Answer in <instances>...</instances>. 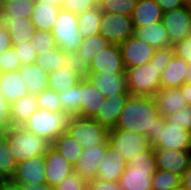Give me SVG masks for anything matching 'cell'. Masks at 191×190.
Instances as JSON below:
<instances>
[{"label":"cell","instance_id":"6da1fadb","mask_svg":"<svg viewBox=\"0 0 191 190\" xmlns=\"http://www.w3.org/2000/svg\"><path fill=\"white\" fill-rule=\"evenodd\" d=\"M164 116L158 112L154 97L131 95L121 111L114 129H124L145 135L152 144L165 124Z\"/></svg>","mask_w":191,"mask_h":190},{"label":"cell","instance_id":"7a4b0ae2","mask_svg":"<svg viewBox=\"0 0 191 190\" xmlns=\"http://www.w3.org/2000/svg\"><path fill=\"white\" fill-rule=\"evenodd\" d=\"M156 170L154 148L151 146L126 162L119 181L120 187L125 190H152V176Z\"/></svg>","mask_w":191,"mask_h":190},{"label":"cell","instance_id":"3957f363","mask_svg":"<svg viewBox=\"0 0 191 190\" xmlns=\"http://www.w3.org/2000/svg\"><path fill=\"white\" fill-rule=\"evenodd\" d=\"M72 117L64 111L52 112L38 108L22 127L52 144L60 134L68 133Z\"/></svg>","mask_w":191,"mask_h":190},{"label":"cell","instance_id":"277c9868","mask_svg":"<svg viewBox=\"0 0 191 190\" xmlns=\"http://www.w3.org/2000/svg\"><path fill=\"white\" fill-rule=\"evenodd\" d=\"M5 137L18 164L45 155L52 145L45 138L25 130L22 126H12Z\"/></svg>","mask_w":191,"mask_h":190},{"label":"cell","instance_id":"5b68a950","mask_svg":"<svg viewBox=\"0 0 191 190\" xmlns=\"http://www.w3.org/2000/svg\"><path fill=\"white\" fill-rule=\"evenodd\" d=\"M128 91L134 96L154 97L161 90L158 68L154 63L126 68Z\"/></svg>","mask_w":191,"mask_h":190},{"label":"cell","instance_id":"8992f818","mask_svg":"<svg viewBox=\"0 0 191 190\" xmlns=\"http://www.w3.org/2000/svg\"><path fill=\"white\" fill-rule=\"evenodd\" d=\"M110 129L101 125L92 118L73 116L71 118L68 133L82 146L89 148L99 145H107Z\"/></svg>","mask_w":191,"mask_h":190},{"label":"cell","instance_id":"52a82bcc","mask_svg":"<svg viewBox=\"0 0 191 190\" xmlns=\"http://www.w3.org/2000/svg\"><path fill=\"white\" fill-rule=\"evenodd\" d=\"M52 35L64 52H77L82 42L78 31V14L61 9L52 28Z\"/></svg>","mask_w":191,"mask_h":190},{"label":"cell","instance_id":"ba28073f","mask_svg":"<svg viewBox=\"0 0 191 190\" xmlns=\"http://www.w3.org/2000/svg\"><path fill=\"white\" fill-rule=\"evenodd\" d=\"M109 144L122 154L126 162L151 147L145 135L124 129H110Z\"/></svg>","mask_w":191,"mask_h":190},{"label":"cell","instance_id":"9c48e42d","mask_svg":"<svg viewBox=\"0 0 191 190\" xmlns=\"http://www.w3.org/2000/svg\"><path fill=\"white\" fill-rule=\"evenodd\" d=\"M99 32L111 44L120 45L134 35L131 16L103 12Z\"/></svg>","mask_w":191,"mask_h":190},{"label":"cell","instance_id":"30bf717a","mask_svg":"<svg viewBox=\"0 0 191 190\" xmlns=\"http://www.w3.org/2000/svg\"><path fill=\"white\" fill-rule=\"evenodd\" d=\"M162 22L171 45L184 40L191 34V9L188 2L163 14Z\"/></svg>","mask_w":191,"mask_h":190},{"label":"cell","instance_id":"8fae6325","mask_svg":"<svg viewBox=\"0 0 191 190\" xmlns=\"http://www.w3.org/2000/svg\"><path fill=\"white\" fill-rule=\"evenodd\" d=\"M154 149H191V132L184 126L160 124L158 138L151 144Z\"/></svg>","mask_w":191,"mask_h":190},{"label":"cell","instance_id":"7c38bea8","mask_svg":"<svg viewBox=\"0 0 191 190\" xmlns=\"http://www.w3.org/2000/svg\"><path fill=\"white\" fill-rule=\"evenodd\" d=\"M119 44H110L102 49L90 62L89 73L120 74L125 72Z\"/></svg>","mask_w":191,"mask_h":190},{"label":"cell","instance_id":"4fadbf2b","mask_svg":"<svg viewBox=\"0 0 191 190\" xmlns=\"http://www.w3.org/2000/svg\"><path fill=\"white\" fill-rule=\"evenodd\" d=\"M123 63L126 68L149 63L156 49L134 36L120 44Z\"/></svg>","mask_w":191,"mask_h":190},{"label":"cell","instance_id":"5bb4252c","mask_svg":"<svg viewBox=\"0 0 191 190\" xmlns=\"http://www.w3.org/2000/svg\"><path fill=\"white\" fill-rule=\"evenodd\" d=\"M44 157L46 183L49 186L55 188L74 172L73 166L52 146Z\"/></svg>","mask_w":191,"mask_h":190},{"label":"cell","instance_id":"9a60e30c","mask_svg":"<svg viewBox=\"0 0 191 190\" xmlns=\"http://www.w3.org/2000/svg\"><path fill=\"white\" fill-rule=\"evenodd\" d=\"M190 150L154 149L157 170L182 176L190 166Z\"/></svg>","mask_w":191,"mask_h":190},{"label":"cell","instance_id":"2e32d148","mask_svg":"<svg viewBox=\"0 0 191 190\" xmlns=\"http://www.w3.org/2000/svg\"><path fill=\"white\" fill-rule=\"evenodd\" d=\"M106 150L107 145L84 148L73 167L74 173L87 181L95 179L99 172V160L103 159Z\"/></svg>","mask_w":191,"mask_h":190},{"label":"cell","instance_id":"e0dca14e","mask_svg":"<svg viewBox=\"0 0 191 190\" xmlns=\"http://www.w3.org/2000/svg\"><path fill=\"white\" fill-rule=\"evenodd\" d=\"M12 179L20 184L37 185L46 183L44 155L30 158L19 163Z\"/></svg>","mask_w":191,"mask_h":190},{"label":"cell","instance_id":"ac0fdd59","mask_svg":"<svg viewBox=\"0 0 191 190\" xmlns=\"http://www.w3.org/2000/svg\"><path fill=\"white\" fill-rule=\"evenodd\" d=\"M99 172L96 178L119 182L120 177L126 168V161L122 154L118 152L112 145L107 143L103 159H100Z\"/></svg>","mask_w":191,"mask_h":190},{"label":"cell","instance_id":"d6986e66","mask_svg":"<svg viewBox=\"0 0 191 190\" xmlns=\"http://www.w3.org/2000/svg\"><path fill=\"white\" fill-rule=\"evenodd\" d=\"M130 96V92L125 91L122 94L105 97L104 105H102L101 109L93 119L109 129L115 128L121 111Z\"/></svg>","mask_w":191,"mask_h":190},{"label":"cell","instance_id":"ffe728a7","mask_svg":"<svg viewBox=\"0 0 191 190\" xmlns=\"http://www.w3.org/2000/svg\"><path fill=\"white\" fill-rule=\"evenodd\" d=\"M104 103L105 96L88 78H83L81 80V103L79 116L93 119Z\"/></svg>","mask_w":191,"mask_h":190},{"label":"cell","instance_id":"44dd1931","mask_svg":"<svg viewBox=\"0 0 191 190\" xmlns=\"http://www.w3.org/2000/svg\"><path fill=\"white\" fill-rule=\"evenodd\" d=\"M88 79L105 97L128 91L126 72L120 74L89 73Z\"/></svg>","mask_w":191,"mask_h":190},{"label":"cell","instance_id":"7402d4cb","mask_svg":"<svg viewBox=\"0 0 191 190\" xmlns=\"http://www.w3.org/2000/svg\"><path fill=\"white\" fill-rule=\"evenodd\" d=\"M154 99L161 116L174 114L188 105L180 88L161 89L154 95Z\"/></svg>","mask_w":191,"mask_h":190},{"label":"cell","instance_id":"603a6c76","mask_svg":"<svg viewBox=\"0 0 191 190\" xmlns=\"http://www.w3.org/2000/svg\"><path fill=\"white\" fill-rule=\"evenodd\" d=\"M134 37L144 41L155 49L172 46L162 21L144 27H134Z\"/></svg>","mask_w":191,"mask_h":190},{"label":"cell","instance_id":"cb8c5ba5","mask_svg":"<svg viewBox=\"0 0 191 190\" xmlns=\"http://www.w3.org/2000/svg\"><path fill=\"white\" fill-rule=\"evenodd\" d=\"M187 68L188 63L174 55L167 67L161 73V89L180 88L185 84Z\"/></svg>","mask_w":191,"mask_h":190},{"label":"cell","instance_id":"d4e9b609","mask_svg":"<svg viewBox=\"0 0 191 190\" xmlns=\"http://www.w3.org/2000/svg\"><path fill=\"white\" fill-rule=\"evenodd\" d=\"M163 10L154 0H138L132 12L134 27H144L162 21Z\"/></svg>","mask_w":191,"mask_h":190},{"label":"cell","instance_id":"484cf974","mask_svg":"<svg viewBox=\"0 0 191 190\" xmlns=\"http://www.w3.org/2000/svg\"><path fill=\"white\" fill-rule=\"evenodd\" d=\"M11 37L12 45L29 42L35 33L34 23L30 18H0Z\"/></svg>","mask_w":191,"mask_h":190},{"label":"cell","instance_id":"4316f807","mask_svg":"<svg viewBox=\"0 0 191 190\" xmlns=\"http://www.w3.org/2000/svg\"><path fill=\"white\" fill-rule=\"evenodd\" d=\"M0 92L10 103L29 94L19 70L0 73Z\"/></svg>","mask_w":191,"mask_h":190},{"label":"cell","instance_id":"83f0119b","mask_svg":"<svg viewBox=\"0 0 191 190\" xmlns=\"http://www.w3.org/2000/svg\"><path fill=\"white\" fill-rule=\"evenodd\" d=\"M19 72L29 93L37 94L48 89V73L36 63L23 65Z\"/></svg>","mask_w":191,"mask_h":190},{"label":"cell","instance_id":"f1b7e54d","mask_svg":"<svg viewBox=\"0 0 191 190\" xmlns=\"http://www.w3.org/2000/svg\"><path fill=\"white\" fill-rule=\"evenodd\" d=\"M61 8L47 3L36 2L31 20L35 29L52 32Z\"/></svg>","mask_w":191,"mask_h":190},{"label":"cell","instance_id":"f546056e","mask_svg":"<svg viewBox=\"0 0 191 190\" xmlns=\"http://www.w3.org/2000/svg\"><path fill=\"white\" fill-rule=\"evenodd\" d=\"M83 78L67 68H59L48 74V88L62 94L81 82Z\"/></svg>","mask_w":191,"mask_h":190},{"label":"cell","instance_id":"4dcf8cb0","mask_svg":"<svg viewBox=\"0 0 191 190\" xmlns=\"http://www.w3.org/2000/svg\"><path fill=\"white\" fill-rule=\"evenodd\" d=\"M38 109L36 94L29 93L11 103L12 126H23Z\"/></svg>","mask_w":191,"mask_h":190},{"label":"cell","instance_id":"1f68e13d","mask_svg":"<svg viewBox=\"0 0 191 190\" xmlns=\"http://www.w3.org/2000/svg\"><path fill=\"white\" fill-rule=\"evenodd\" d=\"M35 4V0H3L0 18H31Z\"/></svg>","mask_w":191,"mask_h":190},{"label":"cell","instance_id":"d6a6232c","mask_svg":"<svg viewBox=\"0 0 191 190\" xmlns=\"http://www.w3.org/2000/svg\"><path fill=\"white\" fill-rule=\"evenodd\" d=\"M74 167L82 153V146L69 134H60L51 145Z\"/></svg>","mask_w":191,"mask_h":190},{"label":"cell","instance_id":"836d02e7","mask_svg":"<svg viewBox=\"0 0 191 190\" xmlns=\"http://www.w3.org/2000/svg\"><path fill=\"white\" fill-rule=\"evenodd\" d=\"M102 15L103 12L99 6L78 14V31L82 38L100 34Z\"/></svg>","mask_w":191,"mask_h":190},{"label":"cell","instance_id":"e575fe53","mask_svg":"<svg viewBox=\"0 0 191 190\" xmlns=\"http://www.w3.org/2000/svg\"><path fill=\"white\" fill-rule=\"evenodd\" d=\"M111 43L100 34L90 37L82 38V42L77 50L82 58L86 59L89 63L96 56V53L102 51Z\"/></svg>","mask_w":191,"mask_h":190},{"label":"cell","instance_id":"d590c367","mask_svg":"<svg viewBox=\"0 0 191 190\" xmlns=\"http://www.w3.org/2000/svg\"><path fill=\"white\" fill-rule=\"evenodd\" d=\"M17 165L6 137L0 138V177L12 179L16 173Z\"/></svg>","mask_w":191,"mask_h":190},{"label":"cell","instance_id":"8d00e7d4","mask_svg":"<svg viewBox=\"0 0 191 190\" xmlns=\"http://www.w3.org/2000/svg\"><path fill=\"white\" fill-rule=\"evenodd\" d=\"M64 51L57 47L48 52L39 53L36 56L35 63L46 73H51L63 67Z\"/></svg>","mask_w":191,"mask_h":190},{"label":"cell","instance_id":"74e56055","mask_svg":"<svg viewBox=\"0 0 191 190\" xmlns=\"http://www.w3.org/2000/svg\"><path fill=\"white\" fill-rule=\"evenodd\" d=\"M61 107L64 112L72 116L80 115L81 82L71 87L68 91L59 94Z\"/></svg>","mask_w":191,"mask_h":190},{"label":"cell","instance_id":"f35d334b","mask_svg":"<svg viewBox=\"0 0 191 190\" xmlns=\"http://www.w3.org/2000/svg\"><path fill=\"white\" fill-rule=\"evenodd\" d=\"M181 186V176L170 171L156 170L152 176V190H172Z\"/></svg>","mask_w":191,"mask_h":190},{"label":"cell","instance_id":"ab89813d","mask_svg":"<svg viewBox=\"0 0 191 190\" xmlns=\"http://www.w3.org/2000/svg\"><path fill=\"white\" fill-rule=\"evenodd\" d=\"M63 67L67 68L82 78H88L90 63L82 58L78 52H64Z\"/></svg>","mask_w":191,"mask_h":190},{"label":"cell","instance_id":"60d3db41","mask_svg":"<svg viewBox=\"0 0 191 190\" xmlns=\"http://www.w3.org/2000/svg\"><path fill=\"white\" fill-rule=\"evenodd\" d=\"M138 0H103L99 5L102 12L131 16Z\"/></svg>","mask_w":191,"mask_h":190},{"label":"cell","instance_id":"b9f144b4","mask_svg":"<svg viewBox=\"0 0 191 190\" xmlns=\"http://www.w3.org/2000/svg\"><path fill=\"white\" fill-rule=\"evenodd\" d=\"M30 44L37 54L48 52L58 47L52 32L38 29H35V33L30 40Z\"/></svg>","mask_w":191,"mask_h":190},{"label":"cell","instance_id":"7bdbcfd3","mask_svg":"<svg viewBox=\"0 0 191 190\" xmlns=\"http://www.w3.org/2000/svg\"><path fill=\"white\" fill-rule=\"evenodd\" d=\"M37 107L45 109L52 112L63 111L61 107V101L59 98V93L51 90L45 89L44 91L36 94Z\"/></svg>","mask_w":191,"mask_h":190},{"label":"cell","instance_id":"ee69618b","mask_svg":"<svg viewBox=\"0 0 191 190\" xmlns=\"http://www.w3.org/2000/svg\"><path fill=\"white\" fill-rule=\"evenodd\" d=\"M21 67V61L13 47L0 54V73L17 71Z\"/></svg>","mask_w":191,"mask_h":190},{"label":"cell","instance_id":"f6af8a7d","mask_svg":"<svg viewBox=\"0 0 191 190\" xmlns=\"http://www.w3.org/2000/svg\"><path fill=\"white\" fill-rule=\"evenodd\" d=\"M190 113H191V105H186V107L174 114L165 115V122L167 124L184 126L185 129L190 130Z\"/></svg>","mask_w":191,"mask_h":190},{"label":"cell","instance_id":"bcb514c9","mask_svg":"<svg viewBox=\"0 0 191 190\" xmlns=\"http://www.w3.org/2000/svg\"><path fill=\"white\" fill-rule=\"evenodd\" d=\"M174 55L173 46L156 49V52L150 60V63H154V65L158 68L159 73H162Z\"/></svg>","mask_w":191,"mask_h":190},{"label":"cell","instance_id":"7dc6e473","mask_svg":"<svg viewBox=\"0 0 191 190\" xmlns=\"http://www.w3.org/2000/svg\"><path fill=\"white\" fill-rule=\"evenodd\" d=\"M13 48L17 53L22 66L35 63L37 53L30 44V41L21 43L20 45H13Z\"/></svg>","mask_w":191,"mask_h":190},{"label":"cell","instance_id":"c3c4849f","mask_svg":"<svg viewBox=\"0 0 191 190\" xmlns=\"http://www.w3.org/2000/svg\"><path fill=\"white\" fill-rule=\"evenodd\" d=\"M88 183L87 180L81 178L78 174L74 172L67 176L55 190H83L85 185Z\"/></svg>","mask_w":191,"mask_h":190},{"label":"cell","instance_id":"681fc988","mask_svg":"<svg viewBox=\"0 0 191 190\" xmlns=\"http://www.w3.org/2000/svg\"><path fill=\"white\" fill-rule=\"evenodd\" d=\"M94 7L96 5L92 0H64L62 10L79 14Z\"/></svg>","mask_w":191,"mask_h":190},{"label":"cell","instance_id":"f907efd6","mask_svg":"<svg viewBox=\"0 0 191 190\" xmlns=\"http://www.w3.org/2000/svg\"><path fill=\"white\" fill-rule=\"evenodd\" d=\"M172 46L176 56L183 59L186 63H191V34Z\"/></svg>","mask_w":191,"mask_h":190},{"label":"cell","instance_id":"816d5d0a","mask_svg":"<svg viewBox=\"0 0 191 190\" xmlns=\"http://www.w3.org/2000/svg\"><path fill=\"white\" fill-rule=\"evenodd\" d=\"M88 183L92 186L93 190H125L120 187L119 182L107 181L99 178L89 180Z\"/></svg>","mask_w":191,"mask_h":190},{"label":"cell","instance_id":"f5cc1de1","mask_svg":"<svg viewBox=\"0 0 191 190\" xmlns=\"http://www.w3.org/2000/svg\"><path fill=\"white\" fill-rule=\"evenodd\" d=\"M0 121H12L11 103L0 92Z\"/></svg>","mask_w":191,"mask_h":190},{"label":"cell","instance_id":"db71d44e","mask_svg":"<svg viewBox=\"0 0 191 190\" xmlns=\"http://www.w3.org/2000/svg\"><path fill=\"white\" fill-rule=\"evenodd\" d=\"M11 37L5 25L0 21V54L12 48Z\"/></svg>","mask_w":191,"mask_h":190},{"label":"cell","instance_id":"11a10c76","mask_svg":"<svg viewBox=\"0 0 191 190\" xmlns=\"http://www.w3.org/2000/svg\"><path fill=\"white\" fill-rule=\"evenodd\" d=\"M163 10V12L171 11L184 6L187 0H154Z\"/></svg>","mask_w":191,"mask_h":190},{"label":"cell","instance_id":"9f6ffc18","mask_svg":"<svg viewBox=\"0 0 191 190\" xmlns=\"http://www.w3.org/2000/svg\"><path fill=\"white\" fill-rule=\"evenodd\" d=\"M2 190H28V184H20L13 179H5Z\"/></svg>","mask_w":191,"mask_h":190},{"label":"cell","instance_id":"6f0895ef","mask_svg":"<svg viewBox=\"0 0 191 190\" xmlns=\"http://www.w3.org/2000/svg\"><path fill=\"white\" fill-rule=\"evenodd\" d=\"M181 186L186 190H191V164L181 176Z\"/></svg>","mask_w":191,"mask_h":190},{"label":"cell","instance_id":"680465c9","mask_svg":"<svg viewBox=\"0 0 191 190\" xmlns=\"http://www.w3.org/2000/svg\"><path fill=\"white\" fill-rule=\"evenodd\" d=\"M181 92L184 94L188 104L191 105V84L185 83L180 87Z\"/></svg>","mask_w":191,"mask_h":190},{"label":"cell","instance_id":"91938a15","mask_svg":"<svg viewBox=\"0 0 191 190\" xmlns=\"http://www.w3.org/2000/svg\"><path fill=\"white\" fill-rule=\"evenodd\" d=\"M12 127V121H0V138L5 137Z\"/></svg>","mask_w":191,"mask_h":190},{"label":"cell","instance_id":"94428289","mask_svg":"<svg viewBox=\"0 0 191 190\" xmlns=\"http://www.w3.org/2000/svg\"><path fill=\"white\" fill-rule=\"evenodd\" d=\"M28 190H55V188L49 186L47 183L42 184H28Z\"/></svg>","mask_w":191,"mask_h":190},{"label":"cell","instance_id":"6125c7cd","mask_svg":"<svg viewBox=\"0 0 191 190\" xmlns=\"http://www.w3.org/2000/svg\"><path fill=\"white\" fill-rule=\"evenodd\" d=\"M36 2H41V3H47V4H52L55 5L59 8L62 9V5L64 3V0H35Z\"/></svg>","mask_w":191,"mask_h":190},{"label":"cell","instance_id":"be15d7a7","mask_svg":"<svg viewBox=\"0 0 191 190\" xmlns=\"http://www.w3.org/2000/svg\"><path fill=\"white\" fill-rule=\"evenodd\" d=\"M187 76L185 77V83L191 84V63H188Z\"/></svg>","mask_w":191,"mask_h":190},{"label":"cell","instance_id":"e7e4bbea","mask_svg":"<svg viewBox=\"0 0 191 190\" xmlns=\"http://www.w3.org/2000/svg\"><path fill=\"white\" fill-rule=\"evenodd\" d=\"M83 190H93V188L89 183H87L85 187L83 188Z\"/></svg>","mask_w":191,"mask_h":190},{"label":"cell","instance_id":"03108f58","mask_svg":"<svg viewBox=\"0 0 191 190\" xmlns=\"http://www.w3.org/2000/svg\"><path fill=\"white\" fill-rule=\"evenodd\" d=\"M96 6H99L103 0H92Z\"/></svg>","mask_w":191,"mask_h":190},{"label":"cell","instance_id":"003e7915","mask_svg":"<svg viewBox=\"0 0 191 190\" xmlns=\"http://www.w3.org/2000/svg\"><path fill=\"white\" fill-rule=\"evenodd\" d=\"M4 181H5V179L0 177V190H2V186H3Z\"/></svg>","mask_w":191,"mask_h":190},{"label":"cell","instance_id":"a7ac6f4b","mask_svg":"<svg viewBox=\"0 0 191 190\" xmlns=\"http://www.w3.org/2000/svg\"><path fill=\"white\" fill-rule=\"evenodd\" d=\"M172 190H186L184 187H182V186H179V187H177V188H174V189H172Z\"/></svg>","mask_w":191,"mask_h":190},{"label":"cell","instance_id":"89a4df30","mask_svg":"<svg viewBox=\"0 0 191 190\" xmlns=\"http://www.w3.org/2000/svg\"><path fill=\"white\" fill-rule=\"evenodd\" d=\"M188 4H189V7H190V9H191V0L188 2Z\"/></svg>","mask_w":191,"mask_h":190},{"label":"cell","instance_id":"2644e50d","mask_svg":"<svg viewBox=\"0 0 191 190\" xmlns=\"http://www.w3.org/2000/svg\"><path fill=\"white\" fill-rule=\"evenodd\" d=\"M189 153H190V164H191V149H190Z\"/></svg>","mask_w":191,"mask_h":190}]
</instances>
